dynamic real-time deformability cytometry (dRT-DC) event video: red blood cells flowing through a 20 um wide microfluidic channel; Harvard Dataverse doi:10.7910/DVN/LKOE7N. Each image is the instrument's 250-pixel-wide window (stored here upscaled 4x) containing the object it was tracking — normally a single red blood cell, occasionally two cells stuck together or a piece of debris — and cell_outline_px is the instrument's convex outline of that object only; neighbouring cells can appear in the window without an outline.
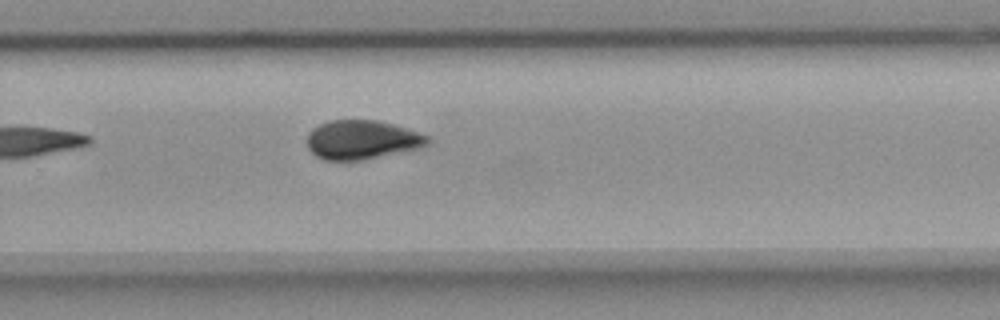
{"species": "common noctule bat (a hibernating species)", "species_latin": "Nyctalus noctula", "temperature_condition": "room temperature", "stored_images_in_passage": 7, "camera_frame_rate_fps": 3000, "um_per_image_px": 0.085, "animal": {"sex": "female", "body_mass_g": 18.4}, "frame": {"image": 1, "passage_image": 7, "time_ms": 7.0, "image_size_px": [1000, 320], "cell_outline_px": [[428, 144], [420, 148], [364, 160], [324, 160], [316, 156], [308, 148], [308, 132], [312, 128], [328, 120], [380, 120], [428, 136]], "centroid_in_image_um": [30.73, 11.88], "position_along_channel_um": 299.1, "area_um2": 27.34}}